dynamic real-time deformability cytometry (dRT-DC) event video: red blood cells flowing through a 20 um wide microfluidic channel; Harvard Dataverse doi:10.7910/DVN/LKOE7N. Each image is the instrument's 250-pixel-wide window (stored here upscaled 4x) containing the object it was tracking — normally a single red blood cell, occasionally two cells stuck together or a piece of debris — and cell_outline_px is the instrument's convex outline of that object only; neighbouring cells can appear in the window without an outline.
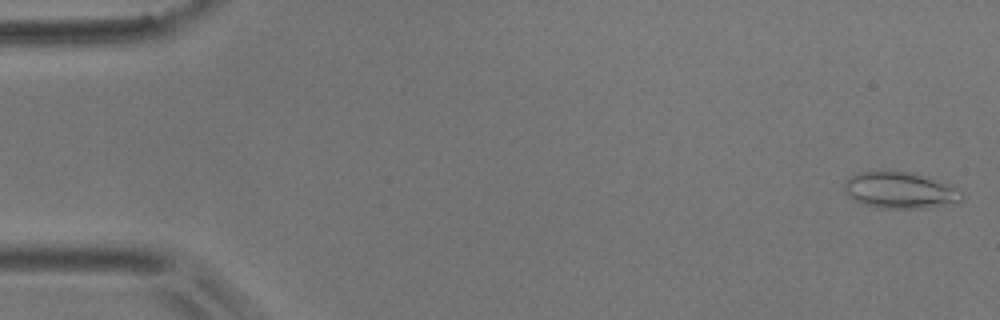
{"species": "common noctule bat (a hibernating species)", "species_latin": "Nyctalus noctula", "temperature_condition": "room temperature", "stored_images_in_passage": 52, "camera_frame_rate_fps": 3000, "um_per_image_px": 0.085, "animal": {"sex": "male", "body_mass_g": 17.9}, "frame": {"image": 1, "passage_image": 1, "time_ms": 0.0, "image_size_px": [1000, 320], "cell_outline_px": [[964, 200], [960, 204], [928, 208], [876, 208], [860, 204], [852, 200], [844, 192], [844, 180], [860, 172], [880, 168], [884, 168], [912, 172], [928, 176], [940, 180], [964, 192]], "centroid_in_image_um": [76.53, 16.15], "position_along_channel_um": 8.5, "area_um2": 26.47}}
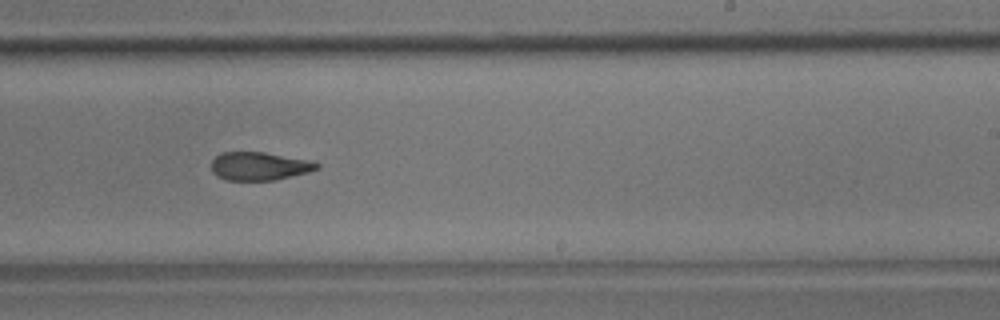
{"frame": {"image": 2, "passage_image": 32, "time_ms": 10.333, "image_size_px": [1000, 320], "cell_outline_px": [[320, 168], [308, 172], [276, 180], [224, 180], [216, 176], [212, 172], [212, 160], [220, 152], [264, 152], [308, 160], [320, 164]], "centroid_in_image_um": [22.02, 14.13], "position_along_channel_um": 267.0, "area_um2": 17.4}}
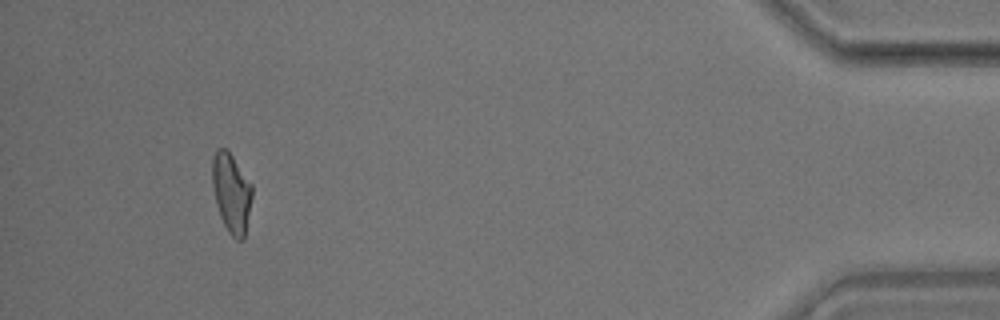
{"frame": {"image": 3, "passage_image": 49, "time_ms": 16.0, "image_size_px": [1000, 320], "cell_outline_px": [[252, 196], [244, 240], [236, 240], [228, 232], [220, 216], [216, 204], [212, 184], [212, 160], [216, 148], [228, 148], [252, 184]], "centroid_in_image_um": [19.67, 16.36], "position_along_channel_um": 415.5, "area_um2": 18.67}, "authors_computed_cell_mechanics": {"area_um2": 18.9584, "velocity_mm_per_s": 3.7906, "shape_relaxation_time_tau1_ms": null, "shape_relaxation_time_tau2_ms": 3.1277, "deformation_change_tau1": null, "deformation_change_tau2": 0.117}}